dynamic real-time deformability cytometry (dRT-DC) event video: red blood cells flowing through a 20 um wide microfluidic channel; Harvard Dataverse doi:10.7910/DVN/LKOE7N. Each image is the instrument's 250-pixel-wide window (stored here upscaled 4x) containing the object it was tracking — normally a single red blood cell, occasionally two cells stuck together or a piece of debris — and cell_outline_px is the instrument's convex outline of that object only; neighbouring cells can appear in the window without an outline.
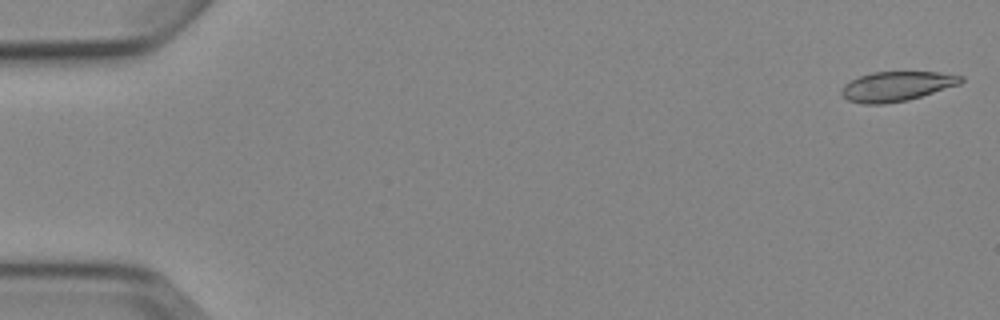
{"species": "Egyptian fruit bat (a non-hibernating species)", "species_latin": "Rousettus aegyptiacus", "temperature_condition": "cold", "stored_images_in_passage": 6, "camera_frame_rate_fps": 3000, "um_per_image_px": 0.085, "animal": {"sex": "female"}, "frame": {"image": 1, "passage_image": 1, "time_ms": 0.0, "image_size_px": [1000, 320], "cell_outline_px": [[964, 80], [960, 84], [908, 100], [884, 104], [864, 104], [848, 100], [840, 92], [840, 88], [844, 84], [860, 76], [872, 72], [940, 72], [964, 76]], "centroid_in_image_um": [76.22, 7.33], "position_along_channel_um": 8.8, "area_um2": 20.63}}
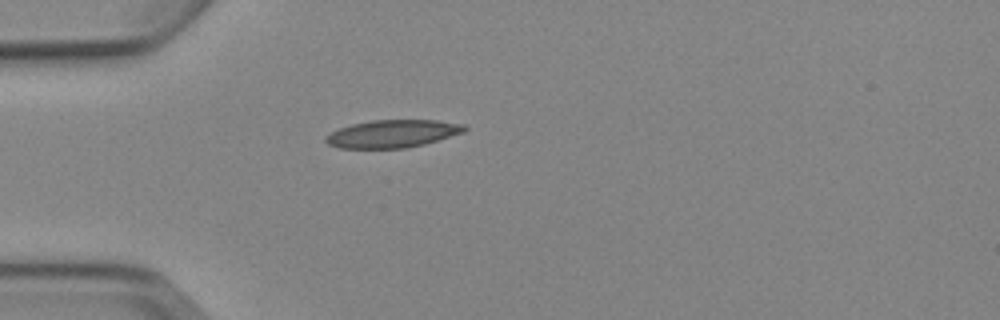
{"frame": {"image": 2, "passage_image": 5, "time_ms": 4.667, "image_size_px": [1000, 320], "cell_outline_px": [[468, 128], [464, 132], [424, 144], [404, 148], [340, 148], [328, 144], [324, 140], [324, 136], [340, 128], [352, 124], [372, 120], [436, 120], [464, 124]], "centroid_in_image_um": [33.36, 11.36], "position_along_channel_um": 51.6, "area_um2": 22.31}}